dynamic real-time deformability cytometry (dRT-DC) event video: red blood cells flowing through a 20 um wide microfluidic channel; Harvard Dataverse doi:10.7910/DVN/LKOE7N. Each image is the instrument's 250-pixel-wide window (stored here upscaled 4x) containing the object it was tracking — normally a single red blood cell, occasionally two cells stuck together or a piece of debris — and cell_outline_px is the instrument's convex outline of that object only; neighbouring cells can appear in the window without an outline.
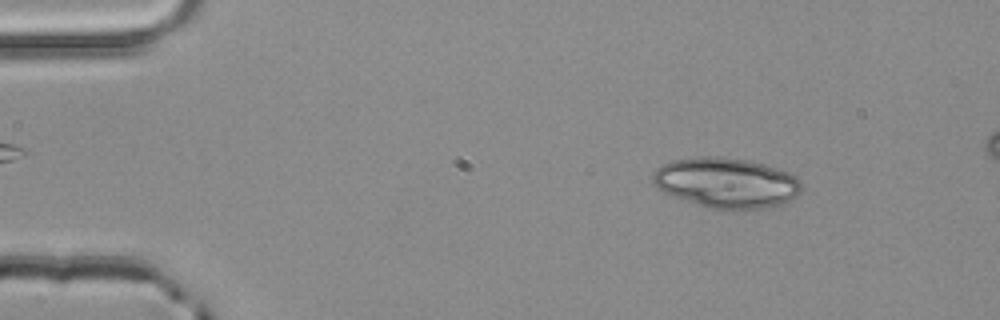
{"species": "common noctule bat (a hibernating species)", "species_latin": "Nyctalus noctula", "temperature_condition": "room temperature", "stored_images_in_passage": 3, "camera_frame_rate_fps": 3000, "um_per_image_px": 0.085, "animal": {"sex": "male", "body_mass_g": 20.4}, "frame": {"image": 1, "passage_image": 1, "time_ms": 0.0, "image_size_px": [1000, 320], "cell_outline_px": [[804, 188], [792, 200], [784, 204], [764, 208], [732, 212], [708, 208], [676, 196], [656, 188], [652, 180], [652, 176], [656, 168], [660, 164], [672, 160], [704, 156], [708, 156], [748, 160], [764, 164], [788, 172], [796, 176], [804, 184]], "centroid_in_image_um": [61.79, 15.56], "position_along_channel_um": 23.2, "area_um2": 44.16}}